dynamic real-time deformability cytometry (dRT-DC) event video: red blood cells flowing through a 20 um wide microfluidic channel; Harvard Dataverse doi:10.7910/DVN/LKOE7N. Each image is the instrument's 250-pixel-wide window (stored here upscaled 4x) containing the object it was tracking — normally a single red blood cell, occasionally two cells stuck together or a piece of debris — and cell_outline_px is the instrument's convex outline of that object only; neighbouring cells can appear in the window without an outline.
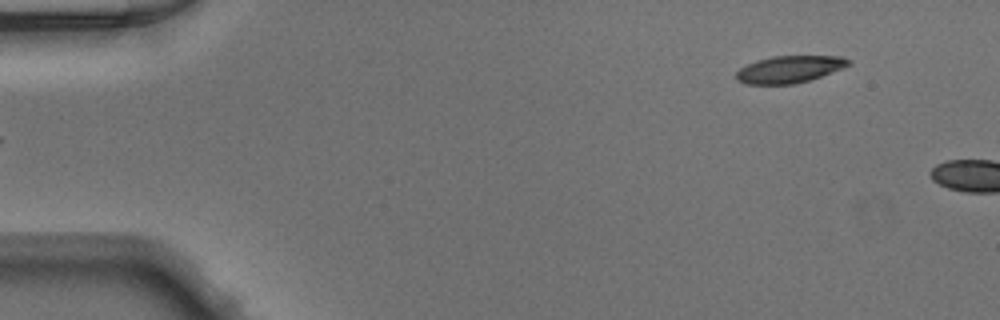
{"species": "Egyptian fruit bat (a non-hibernating species)", "species_latin": "Rousettus aegyptiacus", "temperature_condition": "warm", "stored_images_in_passage": 4, "camera_frame_rate_fps": 3000, "um_per_image_px": 0.085, "animal": {"sex": "male"}, "frame": {"image": 1, "passage_image": 1, "time_ms": 0.0, "image_size_px": [1000, 320], "cell_outline_px": [[852, 64], [844, 68], [808, 80], [792, 84], [744, 84], [736, 80], [736, 72], [740, 68], [756, 60], [772, 56], [844, 56], [852, 60]], "centroid_in_image_um": [67.12, 5.88], "position_along_channel_um": 17.9, "area_um2": 17.8}}